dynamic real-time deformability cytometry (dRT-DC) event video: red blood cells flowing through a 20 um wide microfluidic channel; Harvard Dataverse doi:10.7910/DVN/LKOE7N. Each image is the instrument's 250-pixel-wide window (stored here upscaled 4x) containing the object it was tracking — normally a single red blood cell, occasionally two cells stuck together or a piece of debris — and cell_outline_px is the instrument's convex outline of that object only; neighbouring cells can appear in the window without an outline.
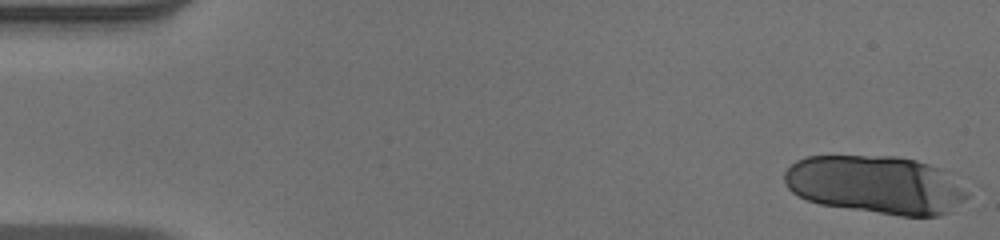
{"species": "human", "species_latin": "Homo sapiens", "temperature_condition": "warm", "stored_images_in_passage": 16, "camera_frame_rate_fps": 3000, "um_per_image_px": 0.085, "donor": {"sex": "male"}, "frame": {"image": 1, "passage_image": 1, "time_ms": 0.0, "image_size_px": [1000, 240], "cell_outline_px": [[972, 188], [968, 196], [964, 200], [948, 212], [936, 216], [900, 216], [820, 204], [808, 200], [792, 192], [784, 184], [784, 172], [796, 160], [804, 156], [896, 156], [916, 160], [952, 172]], "centroid_in_image_um": [74.53, 15.69], "position_along_channel_um": 10.5, "area_um2": 63.0}}